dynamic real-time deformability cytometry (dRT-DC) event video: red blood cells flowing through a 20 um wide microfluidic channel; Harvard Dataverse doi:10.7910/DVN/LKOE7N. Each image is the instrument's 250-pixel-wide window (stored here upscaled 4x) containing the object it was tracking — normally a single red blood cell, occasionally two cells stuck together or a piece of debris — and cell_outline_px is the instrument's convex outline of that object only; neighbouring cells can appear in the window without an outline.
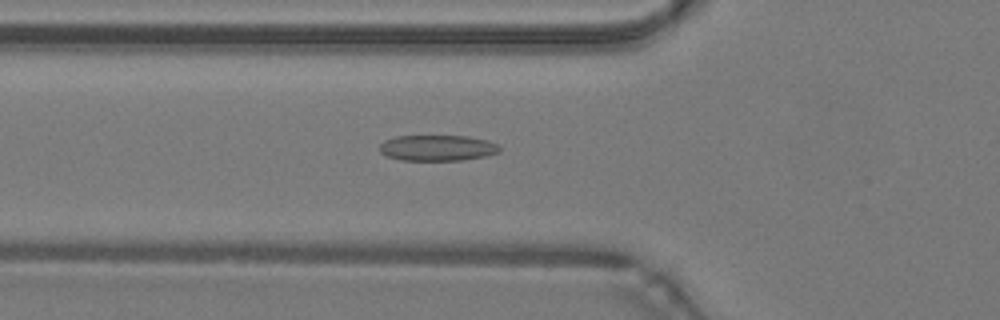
{"species": "common noctule bat (a hibernating species)", "species_latin": "Nyctalus noctula", "temperature_condition": "warm", "stored_images_in_passage": 48, "camera_frame_rate_fps": 3000, "um_per_image_px": 0.085, "animal": {"sex": "male", "body_mass_g": 19.2, "forearm_length_mm": 51.8}, "frame": {"image": 1, "passage_image": 17, "time_ms": 5.333, "image_size_px": [1000, 320], "cell_outline_px": [[500, 152], [484, 156], [464, 160], [400, 160], [388, 156], [380, 152], [380, 144], [384, 140], [396, 136], [468, 136], [488, 140], [496, 144], [500, 148]], "centroid_in_image_um": [37.18, 12.57], "position_along_channel_um": 88.6, "area_um2": 18.03}}
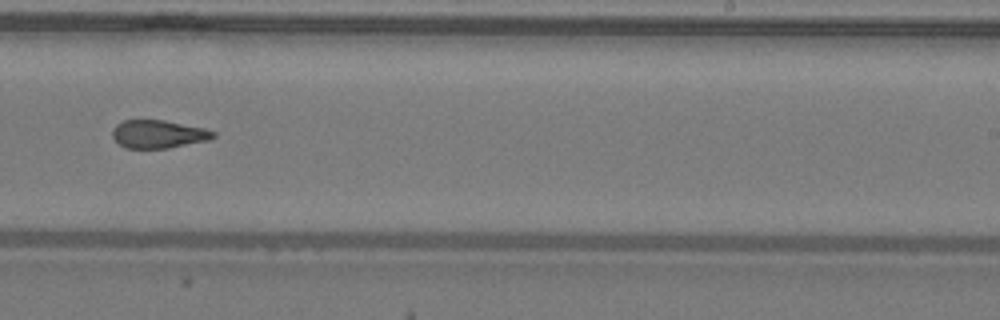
{"frame": {"image": 2, "passage_image": 30, "time_ms": 9.667, "image_size_px": [1000, 320], "cell_outline_px": [[216, 136], [208, 140], [168, 148], [124, 148], [112, 136], [112, 128], [116, 124], [124, 120], [164, 120], [204, 128], [216, 132]], "centroid_in_image_um": [13.45, 11.39], "position_along_channel_um": 275.6, "area_um2": 16.47}}
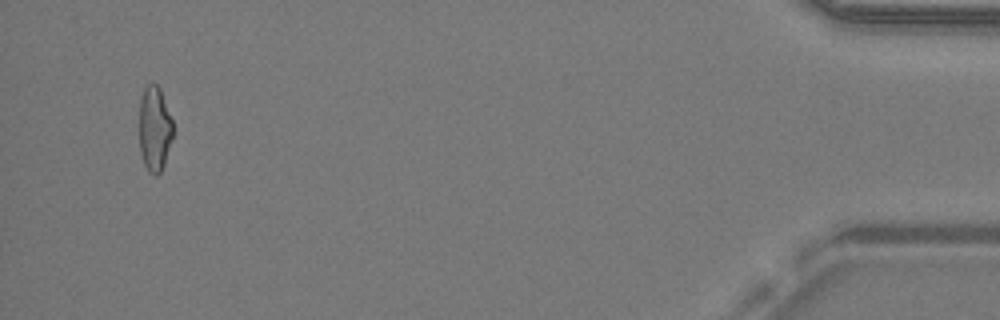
{"frame": {"image": 3, "passage_image": 46, "time_ms": 15.0, "image_size_px": [1000, 320], "cell_outline_px": [[172, 136], [164, 164], [160, 172], [156, 176], [148, 172], [144, 164], [140, 152], [140, 100], [144, 88], [148, 84], [156, 84], [160, 88], [172, 120]], "centroid_in_image_um": [13.13, 10.96], "position_along_channel_um": 422.1, "area_um2": 16.47}, "authors_computed_cell_mechanics": {"area_um2": 17.5712, "velocity_mm_per_s": 4.3056, "shape_relaxation_time_tau1_ms": null, "shape_relaxation_time_tau2_ms": 1.8448, "deformation_change_tau1": null, "deformation_change_tau2": 0.1107}}